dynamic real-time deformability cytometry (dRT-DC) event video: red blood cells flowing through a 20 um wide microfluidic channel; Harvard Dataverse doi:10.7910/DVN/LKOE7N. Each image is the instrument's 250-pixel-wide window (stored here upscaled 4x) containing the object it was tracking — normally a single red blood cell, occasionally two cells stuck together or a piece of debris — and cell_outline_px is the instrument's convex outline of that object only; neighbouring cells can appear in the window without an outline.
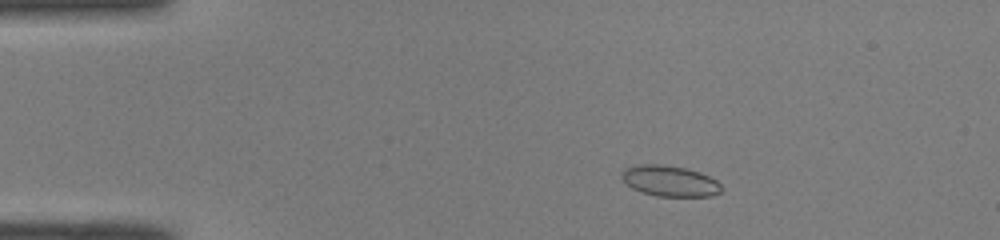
{"species": "common noctule bat (a hibernating species)", "species_latin": "Nyctalus noctula", "temperature_condition": "room temperature", "stored_images_in_passage": 47, "camera_frame_rate_fps": 3000, "um_per_image_px": 0.085, "animal": {"sex": "male", "body_mass_g": 19.0, "forearm_length_mm": 50.8}, "frame": {"image": 1, "passage_image": 6, "time_ms": 1.667, "image_size_px": [1000, 240], "cell_outline_px": [[724, 188], [720, 192], [712, 196], [656, 196], [632, 188], [620, 176], [624, 168], [640, 164], [664, 164], [688, 168], [700, 172], [716, 180]], "centroid_in_image_um": [56.95, 15.37], "position_along_channel_um": 28.0, "area_um2": 17.98}}
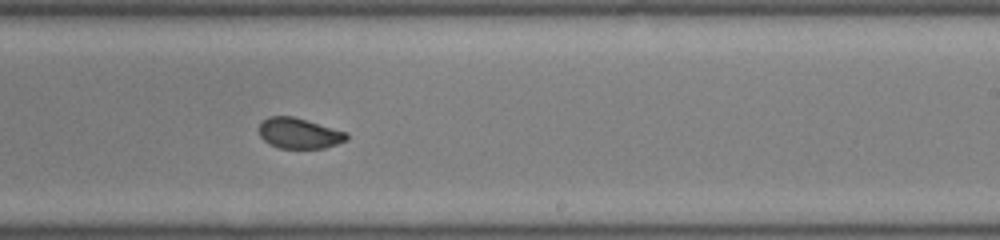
{"frame": {"image": 2, "passage_image": 28, "time_ms": 9.0, "image_size_px": [1000, 240], "cell_outline_px": [[348, 140], [324, 148], [276, 148], [268, 144], [260, 136], [256, 128], [268, 116], [292, 116], [348, 132]], "centroid_in_image_um": [25.39, 11.33], "position_along_channel_um": 263.6, "area_um2": 15.78}}
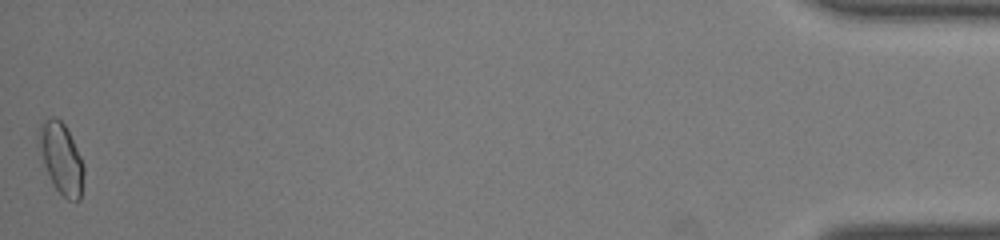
{"frame": {"image": 3, "passage_image": 47, "time_ms": 15.333, "image_size_px": [1000, 240], "cell_outline_px": [[84, 172], [80, 200], [68, 200], [52, 184], [36, 140], [36, 136], [40, 124], [48, 116], [56, 116], [64, 124], [84, 164]], "centroid_in_image_um": [5.18, 13.42], "position_along_channel_um": 430.0, "area_um2": 18.5}, "authors_computed_cell_mechanics": {"area_um2": 16.9354, "velocity_mm_per_s": 4.0793, "shape_relaxation_time_tau1_ms": null, "shape_relaxation_time_tau2_ms": 0.8948, "deformation_change_tau1": null, "deformation_change_tau2": 0.0471}}